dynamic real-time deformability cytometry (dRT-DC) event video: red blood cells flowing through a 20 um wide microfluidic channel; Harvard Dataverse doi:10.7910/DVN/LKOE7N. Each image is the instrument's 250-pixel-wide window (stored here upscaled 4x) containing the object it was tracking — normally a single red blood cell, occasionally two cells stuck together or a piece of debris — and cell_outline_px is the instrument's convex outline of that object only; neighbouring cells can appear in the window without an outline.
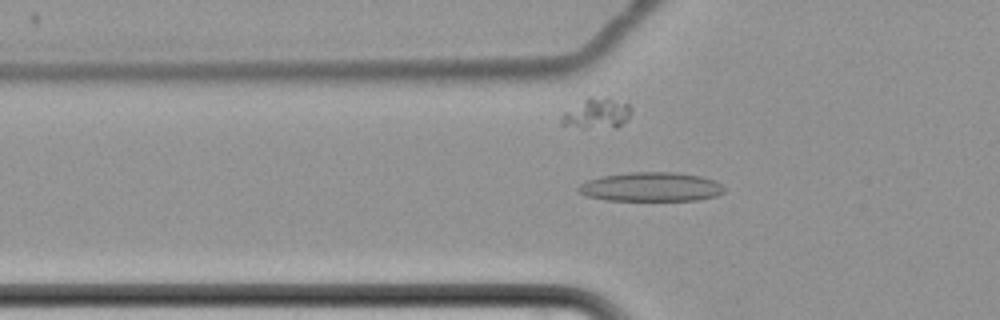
{"species": "common noctule bat (a hibernating species)", "species_latin": "Nyctalus noctula", "temperature_condition": "cold", "stored_images_in_passage": 55, "camera_frame_rate_fps": 3000, "um_per_image_px": 0.085, "animal": {"sex": "female", "body_mass_g": 22.7, "forearm_length_mm": 54.2}, "frame": {"image": 1, "passage_image": 18, "time_ms": 5.667, "image_size_px": [1000, 320], "cell_outline_px": [[724, 192], [716, 196], [696, 200], [604, 200], [584, 196], [576, 188], [580, 184], [588, 180], [600, 176], [632, 172], [676, 172], [700, 176], [716, 180], [724, 188]], "centroid_in_image_um": [55.32, 15.88], "position_along_channel_um": 70.5, "area_um2": 24.85}}
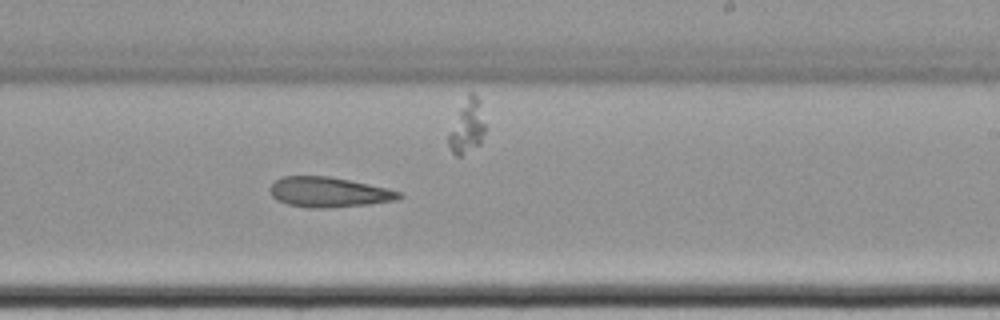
{"frame": {"image": 2, "passage_image": 35, "time_ms": 11.333, "image_size_px": [1000, 320], "cell_outline_px": [[404, 196], [400, 200], [368, 204], [324, 208], [308, 208], [288, 204], [276, 200], [272, 196], [268, 188], [276, 180], [284, 176], [328, 176], [388, 188], [400, 192]], "centroid_in_image_um": [27.95, 16.34], "position_along_channel_um": 261.0, "area_um2": 22.66}}
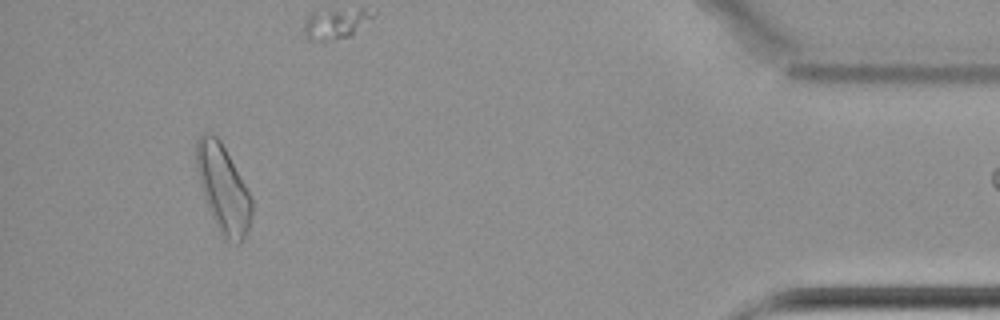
{"frame": {"image": 3, "passage_image": 54, "time_ms": 17.667, "image_size_px": [1000, 320], "cell_outline_px": [[252, 216], [248, 232], [240, 244], [236, 244], [224, 240], [208, 208], [200, 184], [196, 168], [196, 140], [200, 136], [208, 132], [216, 136], [220, 140], [244, 184], [252, 200]], "centroid_in_image_um": [18.97, 16.08], "position_along_channel_um": 416.2, "area_um2": 27.92}}